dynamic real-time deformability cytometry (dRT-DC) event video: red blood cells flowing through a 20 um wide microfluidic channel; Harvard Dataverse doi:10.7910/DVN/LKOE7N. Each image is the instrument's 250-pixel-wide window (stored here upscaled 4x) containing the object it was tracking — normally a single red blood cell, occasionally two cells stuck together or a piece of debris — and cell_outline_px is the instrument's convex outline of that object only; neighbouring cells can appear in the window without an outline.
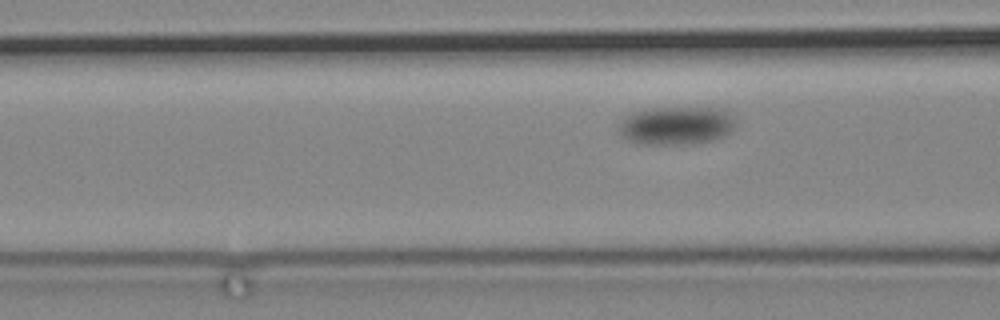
{"species": "common noctule bat (a hibernating species)", "species_latin": "Nyctalus noctula", "temperature_condition": "cold", "stored_images_in_passage": 82, "camera_frame_rate_fps": 3000, "um_per_image_px": 0.085, "animal": {"sex": "male", "body_mass_g": 19.2, "forearm_length_mm": 51.8}, "frame": {"image": 1, "passage_image": 26, "time_ms": 8.333, "image_size_px": [1000, 320], "cell_outline_px": [[736, 124], [724, 136], [712, 140], [692, 144], [636, 144], [620, 136], [616, 132], [620, 120], [624, 116], [632, 112], [652, 108], [720, 108], [728, 112], [736, 120]], "centroid_in_image_um": [57.41, 10.68], "position_along_channel_um": 109.2, "area_um2": 26.41}}
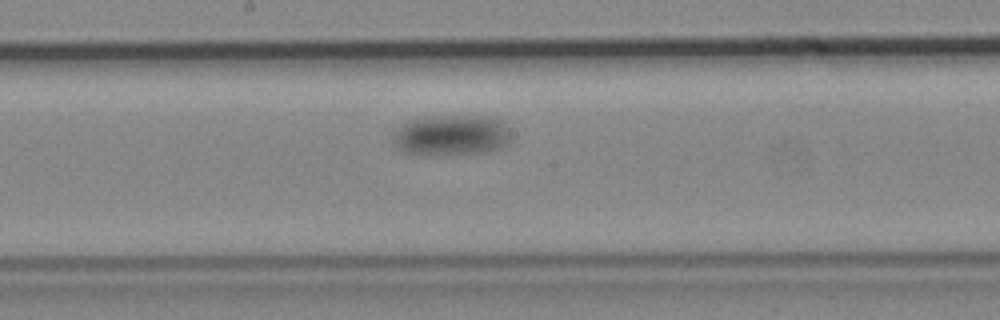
{"frame": {"image": 2, "passage_image": 40, "time_ms": 13.0, "image_size_px": [1000, 320], "cell_outline_px": [[508, 144], [500, 148], [488, 152], [404, 152], [392, 140], [392, 132], [400, 124], [408, 120], [432, 116], [488, 116], [500, 120], [508, 128]], "centroid_in_image_um": [38.36, 11.43], "position_along_channel_um": 209.8, "area_um2": 27.11}}
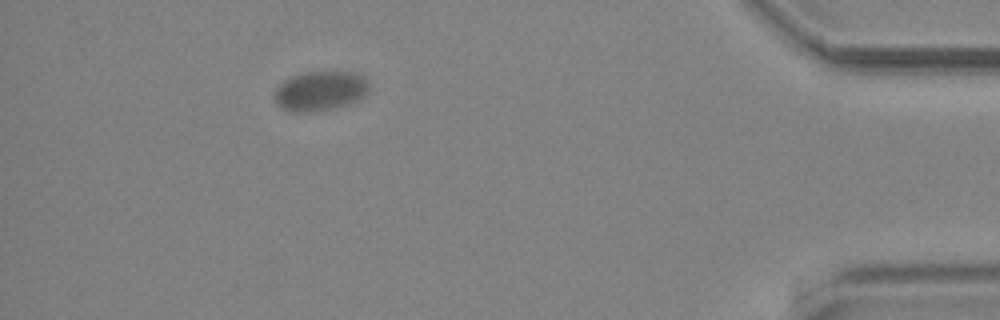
{"frame": {"image": 3, "passage_image": 74, "time_ms": 24.333, "image_size_px": [1000, 320], "cell_outline_px": [[368, 92], [360, 100], [348, 104], [332, 108], [312, 112], [292, 112], [280, 108], [276, 104], [272, 92], [284, 80], [292, 76], [304, 72], [356, 72], [364, 76], [368, 80]], "centroid_in_image_um": [27.2, 7.73], "position_along_channel_um": 408.0, "area_um2": 22.2}}